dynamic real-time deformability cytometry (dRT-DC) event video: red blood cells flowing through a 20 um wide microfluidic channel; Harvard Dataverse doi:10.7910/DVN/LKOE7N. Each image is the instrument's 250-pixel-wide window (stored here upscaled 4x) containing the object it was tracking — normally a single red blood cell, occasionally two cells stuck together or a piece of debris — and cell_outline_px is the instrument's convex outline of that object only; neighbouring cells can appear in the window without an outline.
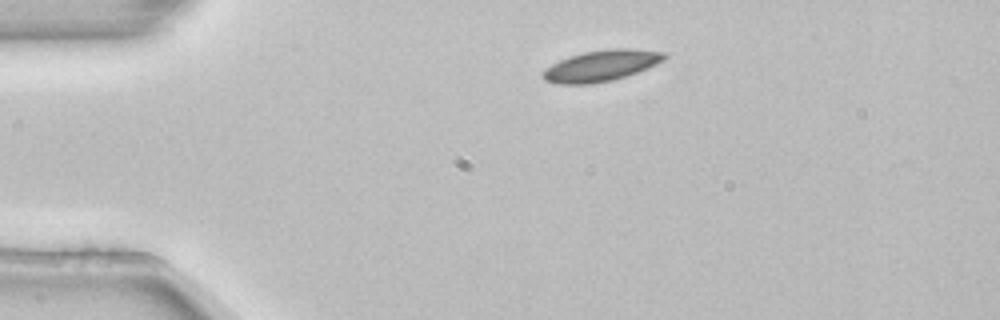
{"species": "common noctule bat (a hibernating species)", "species_latin": "Nyctalus noctula", "temperature_condition": "room temperature", "stored_images_in_passage": 3, "camera_frame_rate_fps": 3000, "um_per_image_px": 0.085, "animal": {"sex": "female", "body_mass_g": 22.7, "forearm_length_mm": 54.2}, "frame": {"image": 1, "passage_image": 1, "time_ms": 0.0, "image_size_px": [1000, 320], "cell_outline_px": [[668, 56], [664, 60], [656, 64], [636, 72], [612, 80], [592, 84], [556, 84], [544, 80], [540, 76], [544, 68], [560, 60], [584, 52], [608, 48], [636, 48], [664, 52]], "centroid_in_image_um": [51.08, 5.58], "position_along_channel_um": 33.9, "area_um2": 22.08}}
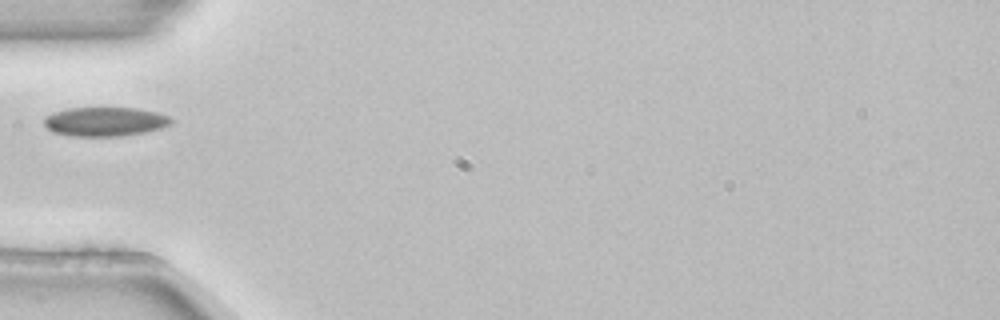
{"frame": {"image": 2, "passage_image": 3, "time_ms": 0.667, "image_size_px": [1000, 320], "cell_outline_px": [[172, 124], [164, 128], [144, 132], [120, 136], [72, 136], [52, 132], [44, 124], [44, 116], [52, 112], [68, 108], [136, 108], [156, 112], [168, 116], [172, 120]], "centroid_in_image_um": [8.91, 10.34], "position_along_channel_um": 76.1, "area_um2": 21.68}}